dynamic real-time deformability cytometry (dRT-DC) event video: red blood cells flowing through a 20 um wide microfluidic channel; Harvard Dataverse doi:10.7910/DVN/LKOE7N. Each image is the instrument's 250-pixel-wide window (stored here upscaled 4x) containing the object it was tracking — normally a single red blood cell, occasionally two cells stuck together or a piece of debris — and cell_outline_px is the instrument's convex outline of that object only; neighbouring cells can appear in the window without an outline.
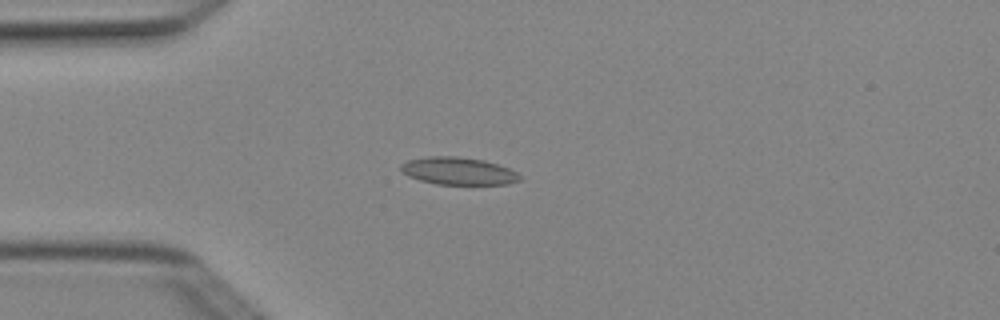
{"species": "Egyptian fruit bat (a non-hibernating species)", "species_latin": "Rousettus aegyptiacus", "temperature_condition": "cold", "stored_images_in_passage": 4, "camera_frame_rate_fps": 3000, "um_per_image_px": 0.085, "animal": {"sex": "female"}, "frame": {"image": 1, "passage_image": 3, "time_ms": 0.667, "image_size_px": [1000, 320], "cell_outline_px": [[520, 180], [508, 184], [436, 184], [420, 180], [408, 176], [400, 168], [400, 164], [408, 160], [428, 156], [456, 156], [484, 160], [508, 168], [516, 172], [520, 176]], "centroid_in_image_um": [38.94, 14.53], "position_along_channel_um": 46.1, "area_um2": 18.9}}